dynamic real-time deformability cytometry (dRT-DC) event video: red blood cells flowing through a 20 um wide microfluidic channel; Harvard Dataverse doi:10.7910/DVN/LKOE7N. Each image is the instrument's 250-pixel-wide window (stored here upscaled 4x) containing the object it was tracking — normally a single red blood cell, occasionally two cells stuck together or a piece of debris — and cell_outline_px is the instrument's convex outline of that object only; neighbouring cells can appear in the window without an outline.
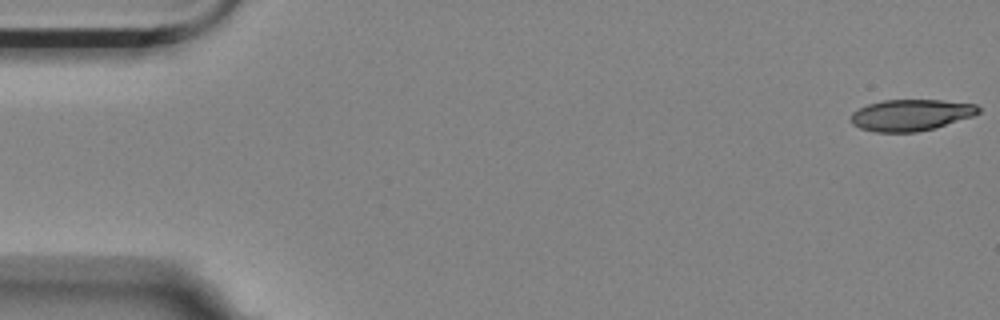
{"species": "Egyptian fruit bat (a non-hibernating species)", "species_latin": "Rousettus aegyptiacus", "temperature_condition": "room temperature", "stored_images_in_passage": 5, "camera_frame_rate_fps": 3000, "um_per_image_px": 0.085, "animal": {"sex": "female"}, "frame": {"image": 1, "passage_image": 1, "time_ms": 0.0, "image_size_px": [1000, 320], "cell_outline_px": [[980, 112], [972, 116], [936, 128], [916, 132], [876, 132], [860, 128], [852, 124], [852, 112], [868, 104], [884, 100], [940, 100], [976, 104], [980, 108]], "centroid_in_image_um": [77.44, 9.78], "position_along_channel_um": 7.6, "area_um2": 23.24}}